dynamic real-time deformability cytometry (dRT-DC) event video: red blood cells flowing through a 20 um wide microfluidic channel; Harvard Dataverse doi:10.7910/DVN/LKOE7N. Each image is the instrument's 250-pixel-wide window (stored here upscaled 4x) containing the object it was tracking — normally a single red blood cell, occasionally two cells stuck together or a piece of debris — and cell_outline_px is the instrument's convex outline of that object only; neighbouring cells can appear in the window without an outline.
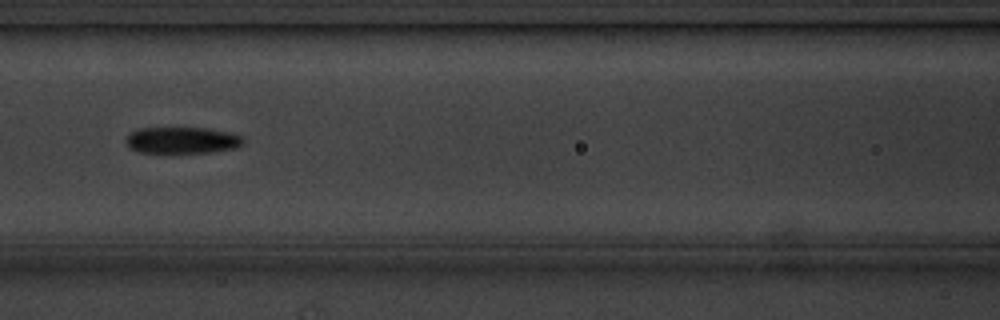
{"species": "common noctule bat (a hibernating species)", "species_latin": "Nyctalus noctula", "temperature_condition": "cold", "stored_images_in_passage": 6, "camera_frame_rate_fps": 3000, "um_per_image_px": 0.085, "animal": {"sex": "male", "body_mass_g": 20.1, "forearm_length_mm": 53.5}, "frame": {"image": 1, "passage_image": 4, "time_ms": 3.667, "image_size_px": [1000, 320], "cell_outline_px": [[244, 144], [236, 148], [212, 152], [136, 152], [128, 148], [124, 140], [132, 132], [140, 128], [208, 128], [228, 132], [240, 136], [244, 140]], "centroid_in_image_um": [15.47, 11.92], "position_along_channel_um": 151.1, "area_um2": 18.09}}